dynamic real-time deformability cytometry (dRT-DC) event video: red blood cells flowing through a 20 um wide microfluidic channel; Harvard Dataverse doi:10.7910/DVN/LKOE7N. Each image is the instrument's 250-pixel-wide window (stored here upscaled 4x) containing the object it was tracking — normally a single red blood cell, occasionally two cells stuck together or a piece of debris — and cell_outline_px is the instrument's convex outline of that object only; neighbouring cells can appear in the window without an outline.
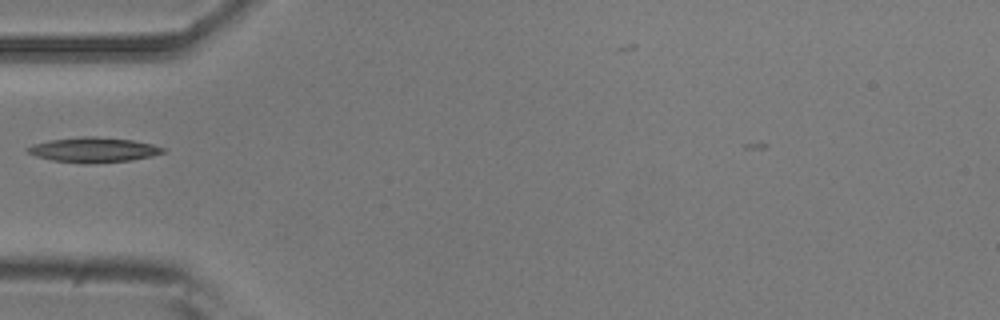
{"species": "common noctule bat (a hibernating species)", "species_latin": "Nyctalus noctula", "temperature_condition": "room temperature", "stored_images_in_passage": 29, "camera_frame_rate_fps": 3000, "um_per_image_px": 0.085, "animal": {"sex": "male", "body_mass_g": 20.5, "forearm_length_mm": 52.5}, "frame": {"image": 1, "passage_image": 1, "time_ms": 0.0, "image_size_px": [1000, 320], "cell_outline_px": [[164, 152], [152, 156], [132, 160], [88, 164], [84, 164], [52, 160], [36, 156], [28, 152], [24, 148], [32, 144], [52, 140], [80, 136], [92, 136], [132, 140], [152, 144], [164, 148]], "centroid_in_image_um": [7.93, 12.74], "position_along_channel_um": 77.1, "area_um2": 19.65}}
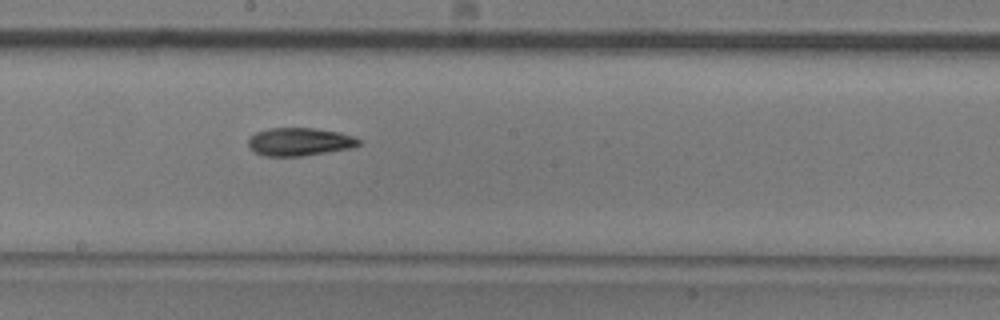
{"frame": {"image": 2, "passage_image": 12, "time_ms": 3.667, "image_size_px": [1000, 320], "cell_outline_px": [[364, 140], [360, 144], [352, 148], [304, 156], [264, 156], [248, 148], [248, 136], [256, 132], [268, 128], [316, 128], [340, 132]], "centroid_in_image_um": [25.47, 12.05], "position_along_channel_um": 222.7, "area_um2": 18.38}}
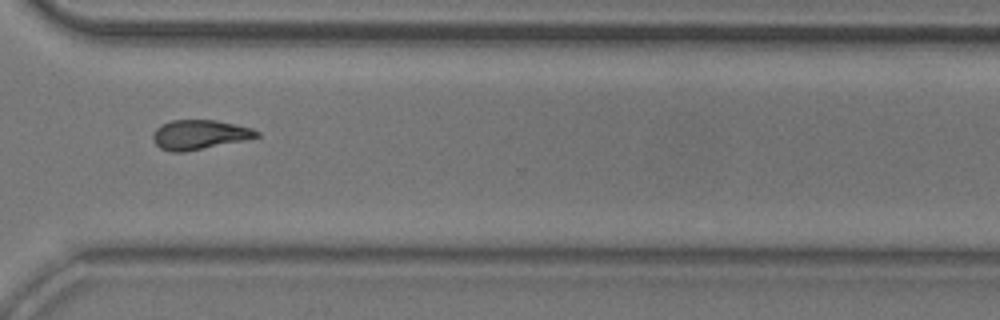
{"frame": {"image": 3, "passage_image": 22, "time_ms": 7.0, "image_size_px": [1000, 320], "cell_outline_px": [[260, 136], [244, 140], [184, 152], [172, 152], [160, 148], [152, 140], [152, 136], [156, 128], [160, 124], [172, 120], [216, 120], [236, 124], [252, 128], [260, 132]], "centroid_in_image_um": [16.94, 11.44], "position_along_channel_um": 353.7, "area_um2": 17.86}}